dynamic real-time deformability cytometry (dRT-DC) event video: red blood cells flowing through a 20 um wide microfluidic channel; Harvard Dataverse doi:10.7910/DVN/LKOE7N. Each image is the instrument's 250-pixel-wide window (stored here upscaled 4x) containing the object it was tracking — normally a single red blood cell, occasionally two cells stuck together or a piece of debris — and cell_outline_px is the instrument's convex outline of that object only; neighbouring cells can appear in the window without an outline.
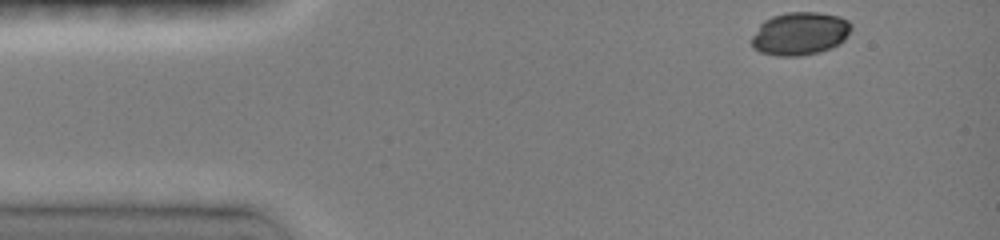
{"species": "common noctule bat (a hibernating species)", "species_latin": "Nyctalus noctula", "temperature_condition": "room temperature", "stored_images_in_passage": 38, "camera_frame_rate_fps": 3000, "um_per_image_px": 0.085, "animal": {"sex": "female", "body_mass_g": 19.0, "forearm_length_mm": 51.5}, "frame": {"image": 1, "passage_image": 1, "time_ms": 0.0, "image_size_px": [1000, 240], "cell_outline_px": [[852, 28], [844, 40], [840, 44], [832, 48], [820, 52], [800, 56], [776, 56], [760, 52], [752, 48], [752, 36], [760, 24], [764, 20], [772, 16], [788, 12], [816, 12], [840, 16], [848, 20], [852, 24]], "centroid_in_image_um": [68.01, 2.86], "position_along_channel_um": 17.0, "area_um2": 25.26}}
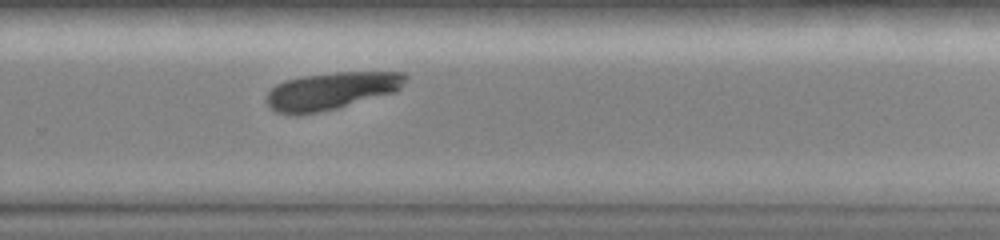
{"frame": {"image": 2, "passage_image": 28, "time_ms": 9.0, "image_size_px": [1000, 240], "cell_outline_px": [[408, 76], [400, 88], [396, 92], [336, 108], [296, 116], [276, 112], [268, 108], [264, 100], [268, 92], [276, 84], [284, 80], [300, 76], [336, 72], [404, 72]], "centroid_in_image_um": [28.1, 7.73], "position_along_channel_um": 301.7, "area_um2": 30.52}}
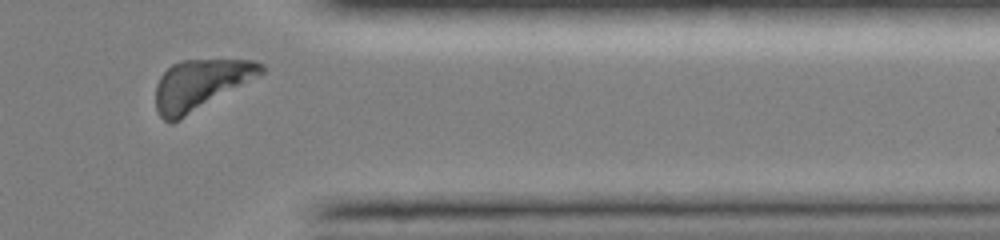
{"frame": {"image": 3, "passage_image": 35, "time_ms": 11.333, "image_size_px": [1000, 240], "cell_outline_px": [[264, 72], [172, 124], [164, 120], [160, 116], [156, 108], [156, 84], [160, 76], [172, 64], [180, 60], [256, 60], [264, 64]], "centroid_in_image_um": [17.0, 7.18], "position_along_channel_um": 394.4, "area_um2": 30.35}}